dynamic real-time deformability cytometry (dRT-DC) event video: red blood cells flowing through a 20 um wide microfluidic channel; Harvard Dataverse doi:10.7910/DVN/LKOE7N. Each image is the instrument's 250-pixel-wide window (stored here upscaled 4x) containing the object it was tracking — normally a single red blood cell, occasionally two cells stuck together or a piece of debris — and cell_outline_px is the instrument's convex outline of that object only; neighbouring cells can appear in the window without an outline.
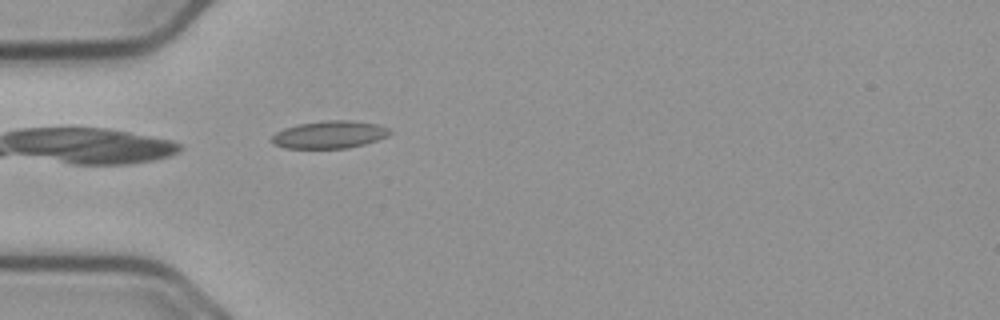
{"species": "common noctule bat (a hibernating species)", "species_latin": "Nyctalus noctula", "temperature_condition": "cold", "stored_images_in_passage": 41, "camera_frame_rate_fps": 3000, "um_per_image_px": 0.085, "animal": {"sex": "male", "body_mass_g": 23.1, "forearm_length_mm": 52.7}, "frame": {"image": 1, "passage_image": 2, "time_ms": 0.333, "image_size_px": [1000, 320], "cell_outline_px": [[392, 132], [388, 136], [364, 144], [348, 148], [284, 148], [272, 144], [272, 136], [276, 132], [284, 128], [296, 124], [324, 120], [352, 120], [376, 124], [388, 128]], "centroid_in_image_um": [27.98, 11.43], "position_along_channel_um": 57.0, "area_um2": 19.02}}
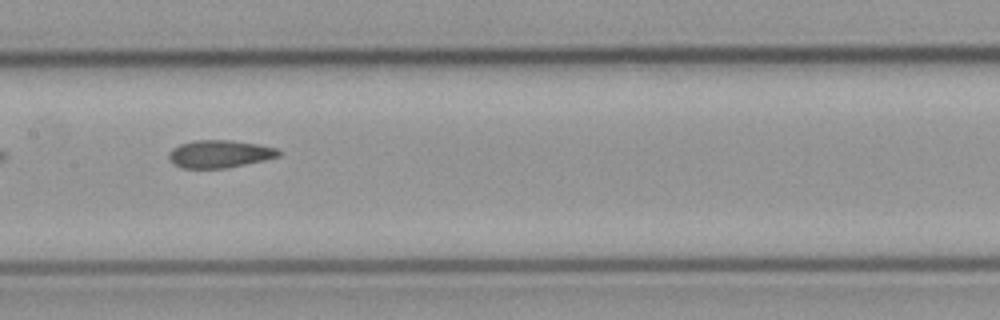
{"frame": {"image": 2, "passage_image": 13, "time_ms": 4.0, "image_size_px": [1000, 320], "cell_outline_px": [[280, 156], [264, 160], [228, 168], [180, 168], [168, 156], [168, 152], [172, 148], [180, 144], [192, 140], [232, 140], [256, 144], [276, 148], [280, 152]], "centroid_in_image_um": [18.65, 13.08], "position_along_channel_um": 188.7, "area_um2": 17.63}}
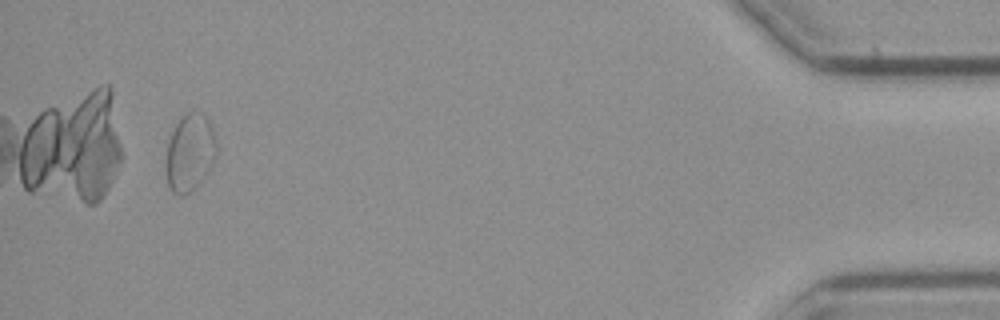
{"frame": {"image": 3, "passage_image": 38, "time_ms": 12.333, "image_size_px": [1000, 320], "cell_outline_px": [[216, 156], [208, 172], [192, 192], [184, 196], [180, 196], [172, 192], [168, 188], [164, 168], [168, 140], [176, 124], [188, 112], [204, 112], [212, 128], [216, 140]], "centroid_in_image_um": [16.11, 13.02], "position_along_channel_um": 419.1, "area_um2": 23.18}, "authors_computed_cell_mechanics": {"area_um2": 18.3804, "velocity_mm_per_s": 3.7027, "shape_relaxation_time_tau1_ms": null, "shape_relaxation_time_tau2_ms": 3.1629, "deformation_change_tau1": null, "deformation_change_tau2": 0.0868}}